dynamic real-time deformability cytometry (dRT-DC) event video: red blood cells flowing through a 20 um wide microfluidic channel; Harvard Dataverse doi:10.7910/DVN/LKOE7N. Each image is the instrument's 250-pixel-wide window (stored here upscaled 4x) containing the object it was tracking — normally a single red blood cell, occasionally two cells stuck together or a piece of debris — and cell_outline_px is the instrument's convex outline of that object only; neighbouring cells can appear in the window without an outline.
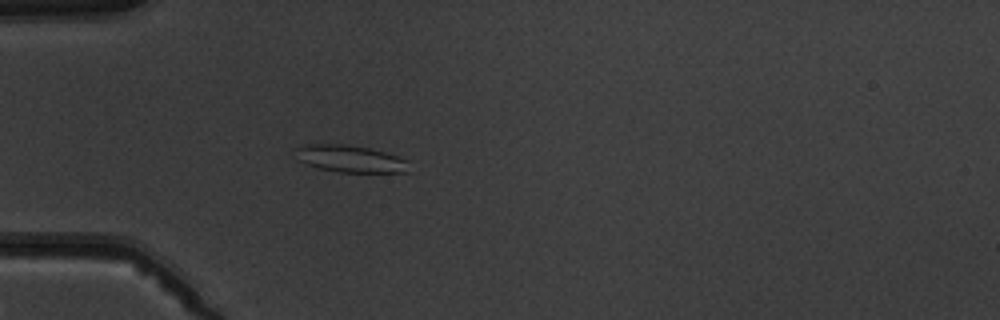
{"species": "common noctule bat (a hibernating species)", "species_latin": "Nyctalus noctula", "temperature_condition": "warm", "stored_images_in_passage": 5, "camera_frame_rate_fps": 3000, "um_per_image_px": 0.085, "animal": {"sex": "male", "body_mass_g": 19.5, "forearm_length_mm": 54.6}, "frame": {"image": 1, "passage_image": 5, "time_ms": 5.333, "image_size_px": [1000, 320], "cell_outline_px": [[408, 172], [340, 172], [320, 168], [296, 160], [296, 148], [304, 144], [348, 144], [368, 148], [384, 152], [408, 160]], "centroid_in_image_um": [29.74, 13.49], "position_along_channel_um": 55.3, "area_um2": 17.8}}